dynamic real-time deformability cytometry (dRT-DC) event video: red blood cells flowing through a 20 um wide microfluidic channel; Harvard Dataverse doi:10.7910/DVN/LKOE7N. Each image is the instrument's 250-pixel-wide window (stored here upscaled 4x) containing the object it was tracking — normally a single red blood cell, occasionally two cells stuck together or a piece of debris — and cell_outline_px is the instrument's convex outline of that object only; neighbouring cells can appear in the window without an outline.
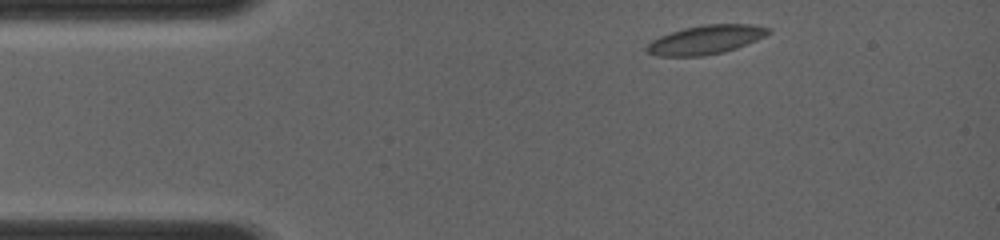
{"species": "common noctule bat (a hibernating species)", "species_latin": "Nyctalus noctula", "temperature_condition": "room temperature", "stored_images_in_passage": 16, "camera_frame_rate_fps": 4000, "um_per_image_px": 0.085, "animal": {"sex": "female", "body_mass_g": 19.0, "forearm_length_mm": 56.7}, "frame": {"image": 1, "passage_image": 1, "time_ms": 0.0, "image_size_px": [1000, 240], "cell_outline_px": [[772, 32], [756, 40], [736, 48], [724, 52], [700, 56], [656, 56], [648, 52], [644, 48], [652, 40], [660, 36], [684, 28], [704, 24], [752, 24], [768, 28]], "centroid_in_image_um": [59.97, 3.37], "position_along_channel_um": 25.0, "area_um2": 20.35}}
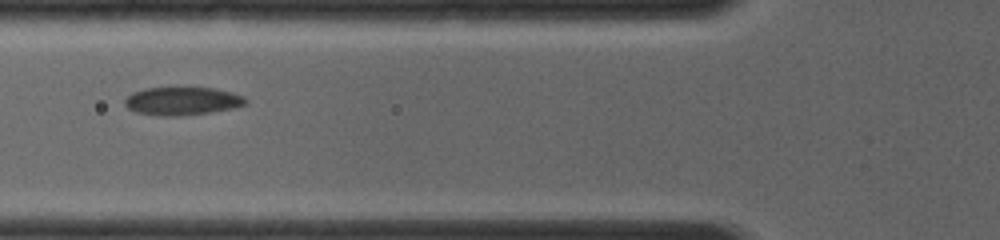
{"frame": {"image": 2, "passage_image": 10, "time_ms": 3.25, "image_size_px": [1000, 240], "cell_outline_px": [[248, 100], [244, 104], [236, 108], [212, 112], [180, 116], [156, 116], [136, 112], [128, 108], [124, 104], [124, 100], [132, 92], [144, 88], [216, 88], [232, 92], [244, 96]], "centroid_in_image_um": [15.5, 8.6], "position_along_channel_um": 110.3, "area_um2": 20.0}}
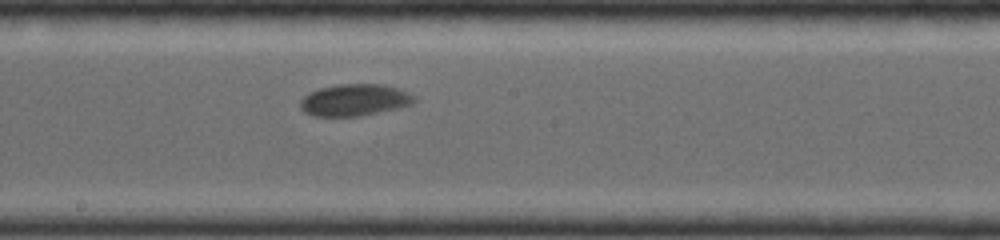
{"frame": {"image": 3, "passage_image": 16, "time_ms": 5.75, "image_size_px": [1000, 240], "cell_outline_px": [[416, 100], [412, 104], [400, 108], [360, 116], [312, 116], [304, 112], [300, 108], [300, 100], [308, 92], [320, 88], [336, 84], [384, 84], [400, 88], [416, 96]], "centroid_in_image_um": [30.16, 8.49], "position_along_channel_um": 218.0, "area_um2": 21.5}}